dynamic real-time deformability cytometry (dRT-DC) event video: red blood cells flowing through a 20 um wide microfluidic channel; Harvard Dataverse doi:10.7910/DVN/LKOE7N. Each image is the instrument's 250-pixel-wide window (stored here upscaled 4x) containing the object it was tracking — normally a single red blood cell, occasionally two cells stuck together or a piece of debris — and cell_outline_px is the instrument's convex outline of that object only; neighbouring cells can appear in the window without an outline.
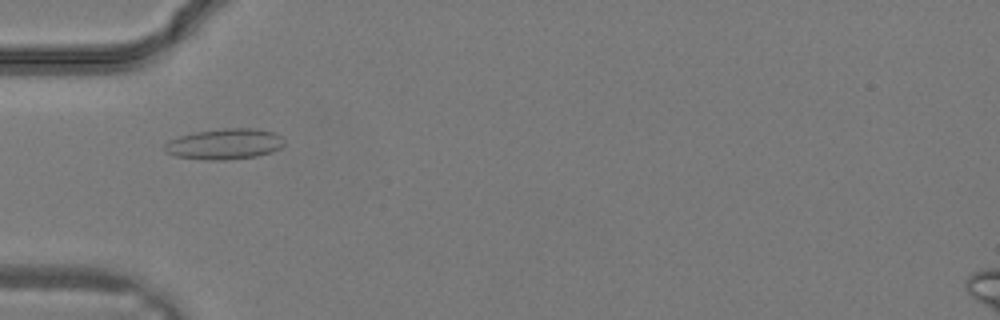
{"species": "common noctule bat (a hibernating species)", "species_latin": "Nyctalus noctula", "temperature_condition": "warm", "stored_images_in_passage": 20, "camera_frame_rate_fps": 3000, "um_per_image_px": 0.085, "animal": {"sex": "male", "body_mass_g": 19.2, "forearm_length_mm": 51.8}, "frame": {"image": 1, "passage_image": 1, "time_ms": 0.0, "image_size_px": [1000, 320], "cell_outline_px": [[284, 144], [280, 148], [272, 152], [256, 156], [224, 160], [204, 160], [176, 156], [164, 152], [164, 144], [168, 140], [180, 136], [196, 132], [224, 128], [256, 128], [276, 132], [284, 140]], "centroid_in_image_um": [19.09, 12.24], "position_along_channel_um": 65.9, "area_um2": 21.56}}
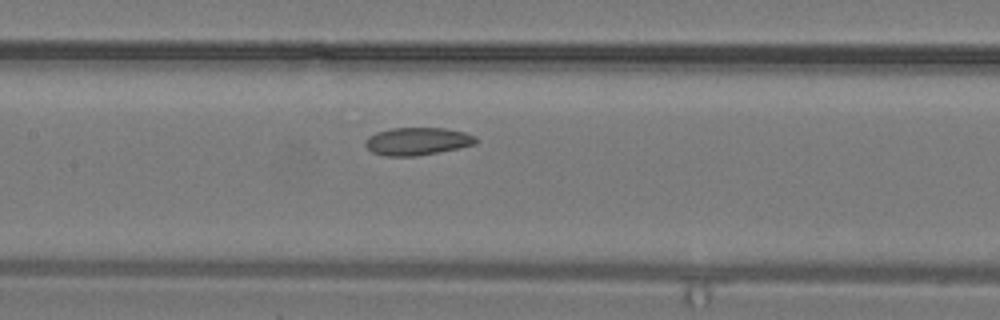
{"frame": {"image": 2, "passage_image": 6, "time_ms": 1.667, "image_size_px": [1000, 320], "cell_outline_px": [[476, 144], [460, 148], [416, 156], [388, 156], [372, 152], [364, 144], [364, 140], [368, 136], [376, 132], [392, 128], [444, 128], [464, 132], [476, 136]], "centroid_in_image_um": [35.46, 12.01], "position_along_channel_um": 171.9, "area_um2": 17.86}}
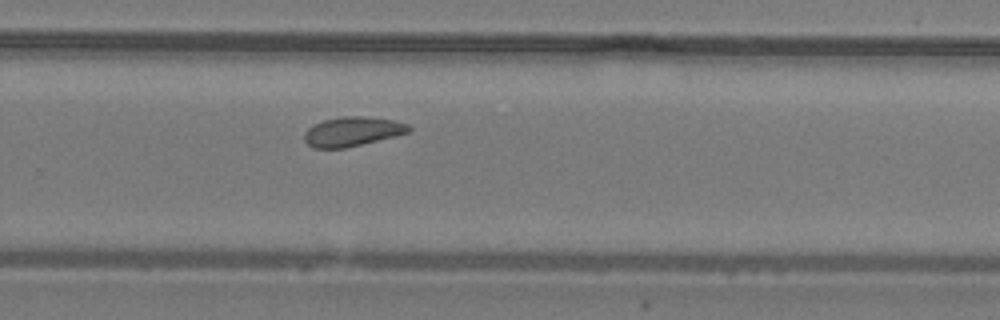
{"frame": {"image": 3, "passage_image": 12, "time_ms": 3.667, "image_size_px": [1000, 320], "cell_outline_px": [[412, 128], [408, 132], [344, 148], [312, 148], [304, 140], [304, 132], [312, 124], [324, 120], [344, 116], [368, 116], [392, 120], [408, 124]], "centroid_in_image_um": [29.9, 11.17], "position_along_channel_um": 299.9, "area_um2": 17.69}}